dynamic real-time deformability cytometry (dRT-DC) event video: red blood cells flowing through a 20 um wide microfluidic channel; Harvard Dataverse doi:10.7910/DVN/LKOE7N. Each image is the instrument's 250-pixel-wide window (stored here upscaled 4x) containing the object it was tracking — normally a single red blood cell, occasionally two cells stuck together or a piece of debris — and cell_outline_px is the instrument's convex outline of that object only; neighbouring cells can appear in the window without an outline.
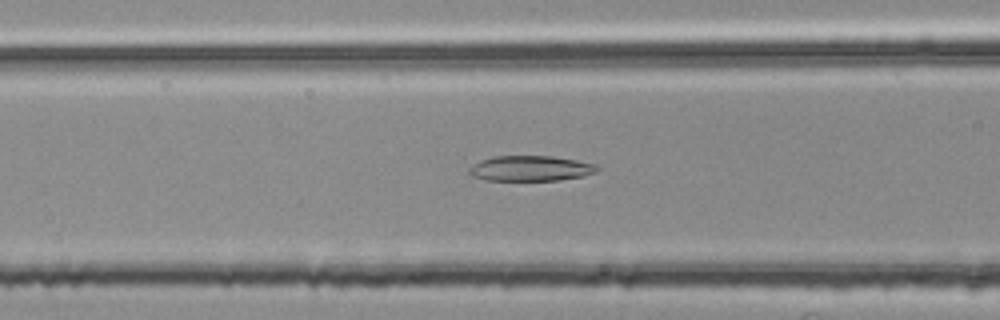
{"species": "common noctule bat (a hibernating species)", "species_latin": "Nyctalus noctula", "temperature_condition": "room temperature", "stored_images_in_passage": 37, "camera_frame_rate_fps": 3000, "um_per_image_px": 0.085, "animal": {"sex": "female", "body_mass_g": 25.1}, "frame": {"image": 1, "passage_image": 5, "time_ms": 1.333, "image_size_px": [1000, 320], "cell_outline_px": [[600, 168], [596, 172], [584, 176], [560, 180], [484, 180], [472, 176], [468, 172], [468, 168], [472, 164], [480, 160], [496, 156], [552, 156], [576, 160], [596, 164]], "centroid_in_image_um": [45.09, 14.31], "position_along_channel_um": 121.5, "area_um2": 19.02}}
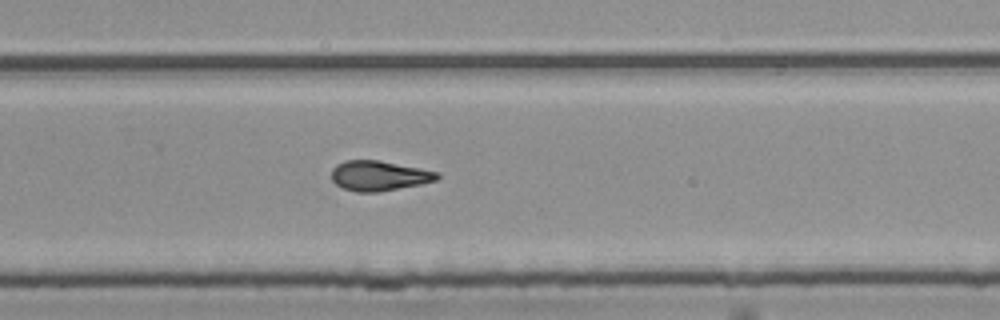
{"frame": {"image": 2, "passage_image": 19, "time_ms": 6.0, "image_size_px": [1000, 320], "cell_outline_px": [[440, 176], [436, 180], [420, 184], [376, 192], [356, 192], [344, 188], [336, 184], [332, 180], [332, 168], [336, 164], [344, 160], [380, 160], [440, 172]], "centroid_in_image_um": [32.21, 14.92], "position_along_channel_um": 297.6, "area_um2": 18.44}}
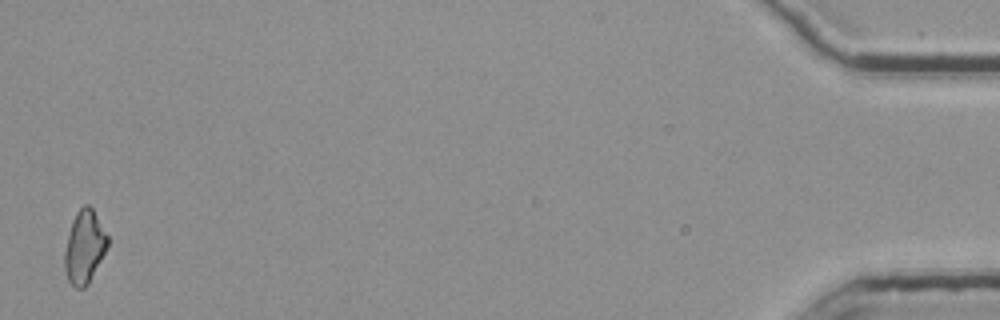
{"frame": {"image": 3, "passage_image": 37, "time_ms": 12.0, "image_size_px": [1000, 320], "cell_outline_px": [[108, 244], [88, 284], [84, 288], [76, 288], [68, 280], [64, 268], [64, 252], [72, 220], [76, 212], [84, 204], [88, 204], [92, 208], [108, 236]], "centroid_in_image_um": [7.15, 20.98], "position_along_channel_um": 428.0, "area_um2": 17.98}, "authors_computed_cell_mechanics": {"area_um2": 18.3226, "velocity_mm_per_s": 3.7791, "shape_relaxation_time_tau1_ms": null, "shape_relaxation_time_tau2_ms": 3.5457, "deformation_change_tau1": null, "deformation_change_tau2": 0.1241}}